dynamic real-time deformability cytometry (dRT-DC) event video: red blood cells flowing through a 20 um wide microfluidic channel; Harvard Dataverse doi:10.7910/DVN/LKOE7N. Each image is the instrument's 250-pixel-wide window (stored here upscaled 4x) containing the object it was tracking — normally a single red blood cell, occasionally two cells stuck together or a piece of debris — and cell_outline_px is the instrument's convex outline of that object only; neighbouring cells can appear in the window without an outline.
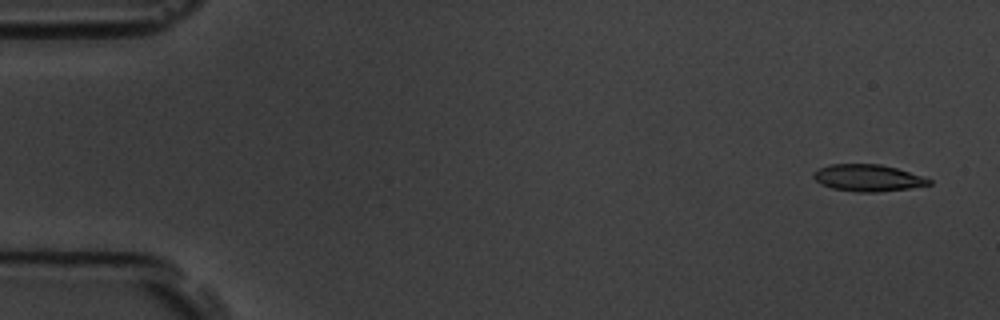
{"species": "common noctule bat (a hibernating species)", "species_latin": "Nyctalus noctula", "temperature_condition": "room temperature", "stored_images_in_passage": 5, "camera_frame_rate_fps": 3000, "um_per_image_px": 0.085, "animal": {"sex": "male", "body_mass_g": 19.5, "forearm_length_mm": 54.6}, "frame": {"image": 1, "passage_image": 1, "time_ms": 0.0, "image_size_px": [1000, 320], "cell_outline_px": [[932, 184], [908, 188], [876, 192], [856, 192], [832, 188], [820, 184], [812, 176], [812, 172], [820, 168], [832, 164], [880, 164], [896, 168], [924, 176], [932, 180]], "centroid_in_image_um": [73.76, 15.12], "position_along_channel_um": 11.2, "area_um2": 18.03}}
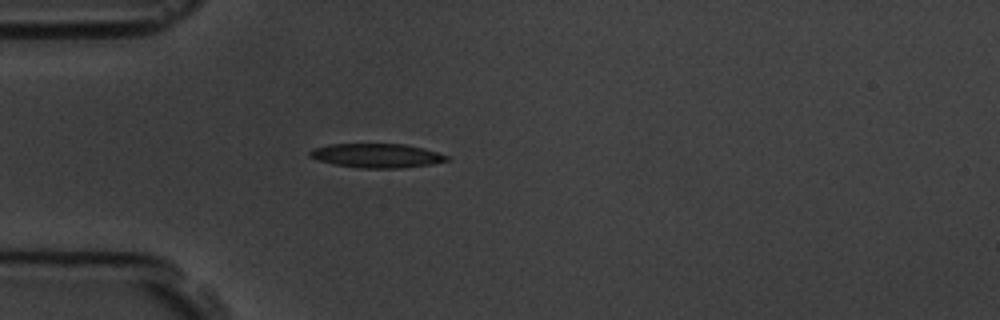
{"frame": {"image": 2, "passage_image": 5, "time_ms": 4.333, "image_size_px": [1000, 320], "cell_outline_px": [[448, 160], [432, 164], [400, 168], [360, 168], [332, 164], [308, 156], [308, 152], [312, 148], [328, 144], [404, 144], [424, 148], [448, 156]], "centroid_in_image_um": [31.98, 13.22], "position_along_channel_um": 53.0, "area_um2": 19.25}}